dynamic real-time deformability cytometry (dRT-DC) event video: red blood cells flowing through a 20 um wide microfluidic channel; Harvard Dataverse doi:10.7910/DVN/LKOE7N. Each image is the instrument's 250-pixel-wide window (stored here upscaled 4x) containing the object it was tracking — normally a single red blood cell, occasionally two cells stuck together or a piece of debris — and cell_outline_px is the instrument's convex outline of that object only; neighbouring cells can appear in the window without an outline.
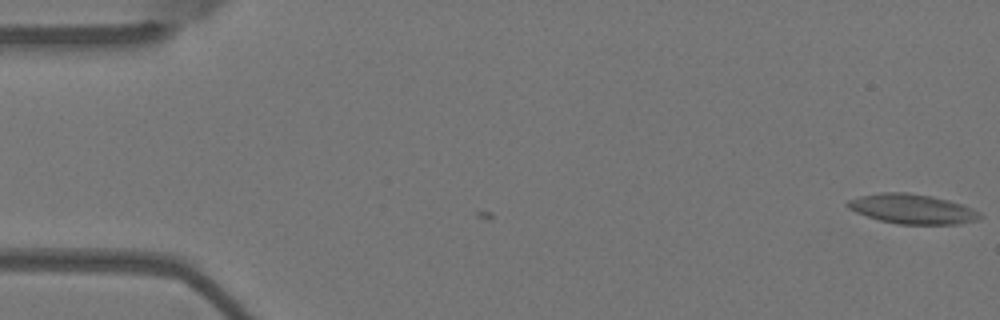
{"species": "Egyptian fruit bat (a non-hibernating species)", "species_latin": "Rousettus aegyptiacus", "temperature_condition": "warm", "stored_images_in_passage": 5, "camera_frame_rate_fps": 3000, "um_per_image_px": 0.085, "animal": {"sex": "female"}, "frame": {"image": 1, "passage_image": 5, "time_ms": 1.333, "image_size_px": [1000, 320], "cell_outline_px": [[984, 216], [976, 220], [960, 224], [896, 224], [880, 220], [856, 212], [848, 208], [844, 204], [848, 200], [860, 196], [880, 192], [908, 192], [932, 196], [964, 204], [980, 212]], "centroid_in_image_um": [77.56, 17.75], "position_along_channel_um": 7.4, "area_um2": 23.06}}